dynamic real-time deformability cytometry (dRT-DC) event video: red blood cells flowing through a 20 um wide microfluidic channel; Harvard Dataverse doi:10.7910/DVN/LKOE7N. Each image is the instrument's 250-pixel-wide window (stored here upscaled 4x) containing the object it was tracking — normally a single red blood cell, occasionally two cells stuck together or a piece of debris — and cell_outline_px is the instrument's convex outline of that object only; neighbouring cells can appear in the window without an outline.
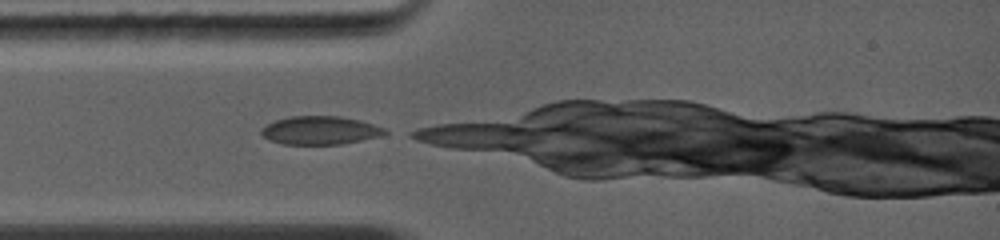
{"species": "common noctule bat (a hibernating species)", "species_latin": "Nyctalus noctula", "temperature_condition": "warm", "stored_images_in_passage": 20, "camera_frame_rate_fps": 5000, "um_per_image_px": 0.085, "animal": {"sex": "female", "body_mass_g": 19.0, "forearm_length_mm": 56.7}, "frame": {"image": 1, "passage_image": 1, "time_ms": 0.0, "image_size_px": [1000, 240], "cell_outline_px": [[388, 132], [380, 136], [340, 144], [284, 144], [268, 140], [260, 132], [268, 124], [276, 120], [288, 116], [340, 116], [360, 120], [384, 128]], "centroid_in_image_um": [27.2, 11.07], "position_along_channel_um": 57.8, "area_um2": 20.17}}